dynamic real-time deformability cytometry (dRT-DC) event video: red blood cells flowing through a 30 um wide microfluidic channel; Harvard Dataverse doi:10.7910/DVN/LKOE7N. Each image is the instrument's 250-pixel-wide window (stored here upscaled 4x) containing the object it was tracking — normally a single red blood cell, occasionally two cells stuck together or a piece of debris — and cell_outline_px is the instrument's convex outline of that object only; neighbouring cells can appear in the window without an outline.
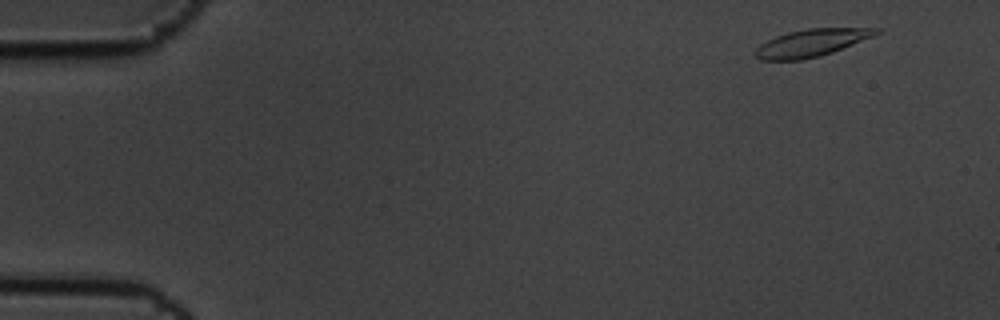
{"species": "common noctule bat (a hibernating species)", "species_latin": "Nyctalus noctula", "temperature_condition": "cold", "stored_images_in_passage": 5, "camera_frame_rate_fps": 3000, "um_per_image_px": 0.085, "animal": {"sex": "male", "body_mass_g": 19.5, "forearm_length_mm": 54.6}, "frame": {"image": 1, "passage_image": 1, "time_ms": 0.0, "image_size_px": [1000, 320], "cell_outline_px": [[880, 32], [872, 36], [832, 52], [800, 60], [760, 60], [752, 52], [760, 44], [776, 36], [788, 32], [808, 28], [880, 28]], "centroid_in_image_um": [68.91, 3.64], "position_along_channel_um": 16.1, "area_um2": 18.96}}